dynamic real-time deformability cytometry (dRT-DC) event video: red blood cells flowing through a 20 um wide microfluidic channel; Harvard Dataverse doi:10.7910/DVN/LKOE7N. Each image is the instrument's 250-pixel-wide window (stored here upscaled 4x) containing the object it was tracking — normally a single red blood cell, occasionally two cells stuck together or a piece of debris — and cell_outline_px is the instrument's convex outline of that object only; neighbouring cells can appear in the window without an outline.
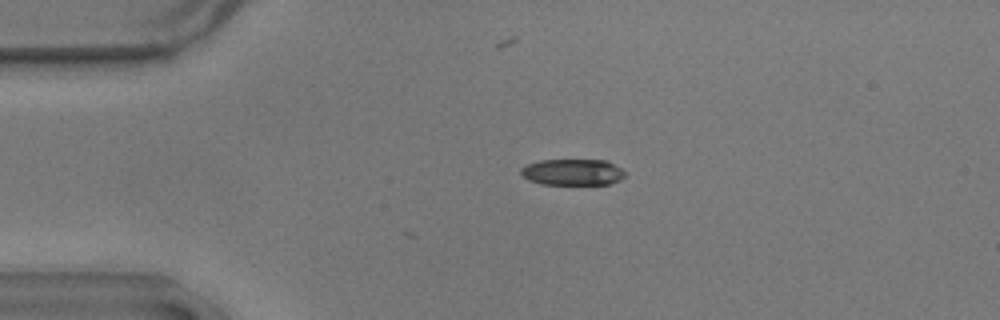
{"species": "common noctule bat (a hibernating species)", "species_latin": "Nyctalus noctula", "temperature_condition": "warm", "stored_images_in_passage": 8, "camera_frame_rate_fps": 3000, "um_per_image_px": 0.085, "animal": {"sex": "male", "body_mass_g": 17.9}, "frame": {"image": 1, "passage_image": 5, "time_ms": 1.333, "image_size_px": [1000, 320], "cell_outline_px": [[624, 176], [620, 180], [608, 184], [540, 184], [528, 180], [520, 172], [520, 168], [528, 164], [540, 160], [608, 160], [620, 168], [624, 172]], "centroid_in_image_um": [48.66, 14.63], "position_along_channel_um": 36.3, "area_um2": 15.9}}